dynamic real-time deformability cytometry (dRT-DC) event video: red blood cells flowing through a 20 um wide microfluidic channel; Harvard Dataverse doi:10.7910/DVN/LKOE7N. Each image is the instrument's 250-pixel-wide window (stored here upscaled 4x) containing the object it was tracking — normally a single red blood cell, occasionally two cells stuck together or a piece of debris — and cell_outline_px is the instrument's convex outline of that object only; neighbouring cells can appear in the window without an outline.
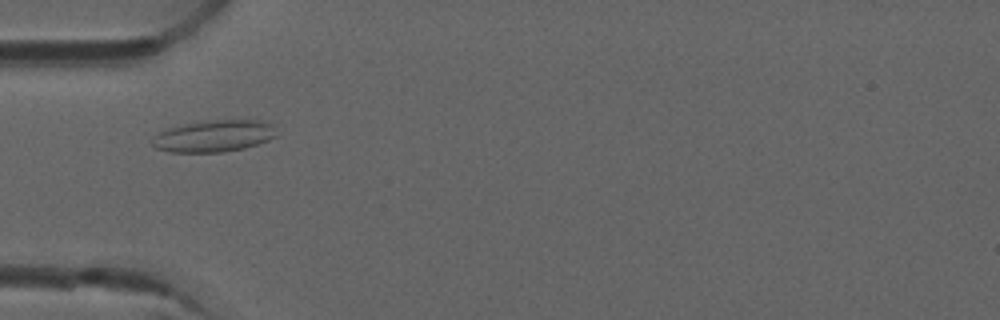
{"species": "common noctule bat (a hibernating species)", "species_latin": "Nyctalus noctula", "temperature_condition": "room temperature", "stored_images_in_passage": 7, "camera_frame_rate_fps": 3000, "um_per_image_px": 0.085, "animal": {"sex": "male", "forearm_length_mm": 52.5}, "frame": {"image": 1, "passage_image": 4, "time_ms": 1.0, "image_size_px": [1000, 320], "cell_outline_px": [[276, 136], [268, 140], [244, 148], [220, 152], [168, 152], [156, 148], [152, 144], [156, 136], [164, 128], [184, 124], [208, 120], [260, 120], [268, 124]], "centroid_in_image_um": [18.11, 11.56], "position_along_channel_um": 66.9, "area_um2": 22.6}}
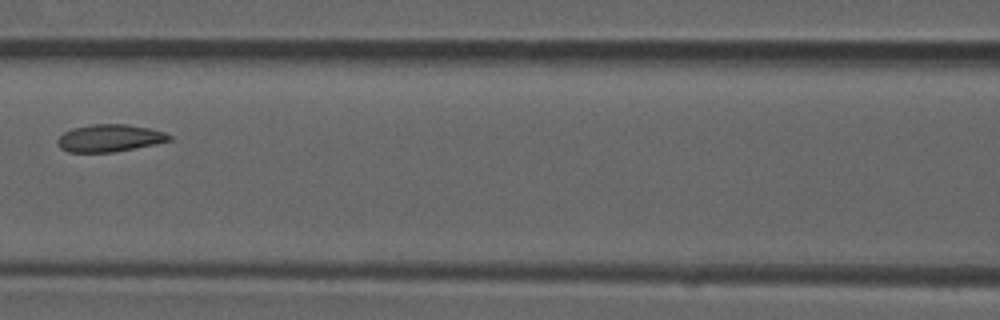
{"frame": {"image": 2, "passage_image": 6, "time_ms": 1.667, "image_size_px": [1000, 320], "cell_outline_px": [[172, 140], [156, 144], [112, 152], [68, 152], [60, 148], [56, 144], [56, 140], [64, 132], [72, 128], [92, 124], [128, 124], [148, 128], [164, 132], [172, 136]], "centroid_in_image_um": [9.3, 11.74], "position_along_channel_um": 157.3, "area_um2": 17.86}}
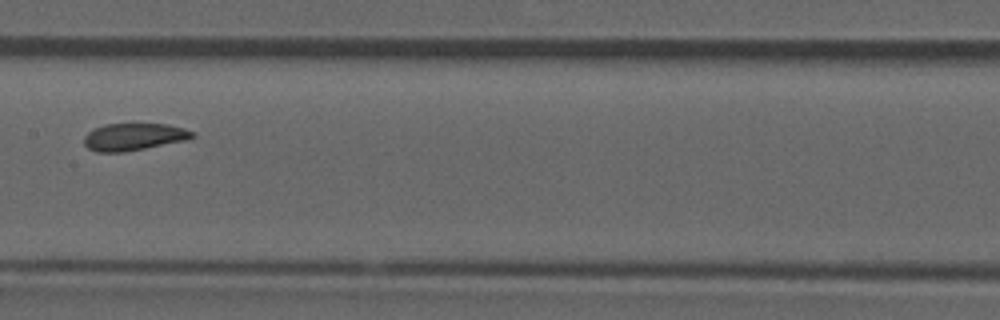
{"frame": {"image": 3, "passage_image": 7, "time_ms": 2.0, "image_size_px": [1000, 320], "cell_outline_px": [[196, 136], [192, 140], [124, 152], [96, 152], [88, 148], [84, 144], [84, 136], [88, 132], [104, 124], [132, 120], [164, 124], [184, 128], [196, 132]], "centroid_in_image_um": [11.44, 11.58], "position_along_channel_um": 196.0, "area_um2": 18.32}}